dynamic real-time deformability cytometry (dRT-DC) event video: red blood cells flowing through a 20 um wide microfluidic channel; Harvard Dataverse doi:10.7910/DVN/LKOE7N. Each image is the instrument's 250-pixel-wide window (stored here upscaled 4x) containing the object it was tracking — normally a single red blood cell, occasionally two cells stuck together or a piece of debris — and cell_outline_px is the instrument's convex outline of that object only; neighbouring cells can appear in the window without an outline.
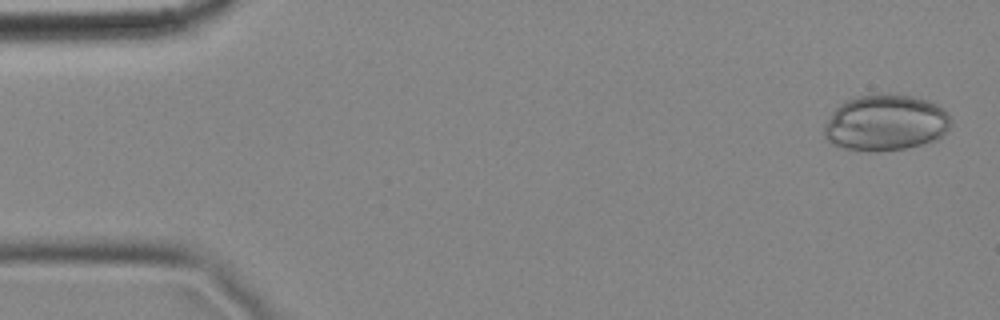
{"species": "common noctule bat (a hibernating species)", "species_latin": "Nyctalus noctula", "temperature_condition": "cold", "stored_images_in_passage": 5, "camera_frame_rate_fps": 3000, "um_per_image_px": 0.085, "animal": {"sex": "female", "body_mass_g": 18.4}, "frame": {"image": 1, "passage_image": 1, "time_ms": 0.0, "image_size_px": [1000, 320], "cell_outline_px": [[952, 120], [948, 128], [936, 140], [904, 148], [880, 152], [872, 152], [844, 148], [832, 144], [824, 136], [824, 128], [832, 112], [844, 100], [860, 96], [912, 96], [928, 100], [936, 104], [948, 112]], "centroid_in_image_um": [75.27, 10.46], "position_along_channel_um": 9.7, "area_um2": 40.92}}